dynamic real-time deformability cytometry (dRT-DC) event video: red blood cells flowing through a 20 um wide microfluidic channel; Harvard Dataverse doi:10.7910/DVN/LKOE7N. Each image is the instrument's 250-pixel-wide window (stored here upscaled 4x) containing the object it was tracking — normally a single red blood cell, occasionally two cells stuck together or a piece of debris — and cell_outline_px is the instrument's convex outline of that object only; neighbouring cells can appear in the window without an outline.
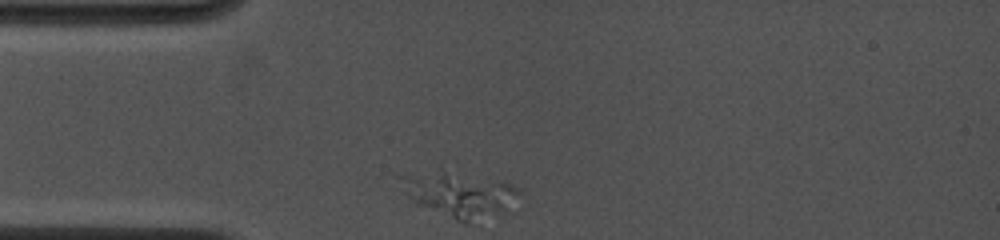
{"species": "common noctule bat (a hibernating species)", "species_latin": "Nyctalus noctula", "temperature_condition": "cold", "stored_images_in_passage": 24, "camera_frame_rate_fps": 4500, "um_per_image_px": 0.085, "animal": {"sex": "female", "body_mass_g": 19.0, "forearm_length_mm": 53.3}, "frame": {"image": 1, "passage_image": 1, "time_ms": 0.0, "image_size_px": [1000, 240], "cell_outline_px": [[520, 192], [512, 204], [504, 208], [468, 224], [456, 220], [416, 204], [408, 196], [396, 176], [440, 168], [512, 184], [520, 188]], "centroid_in_image_um": [38.95, 16.46], "position_along_channel_um": 46.1, "area_um2": 30.75}}
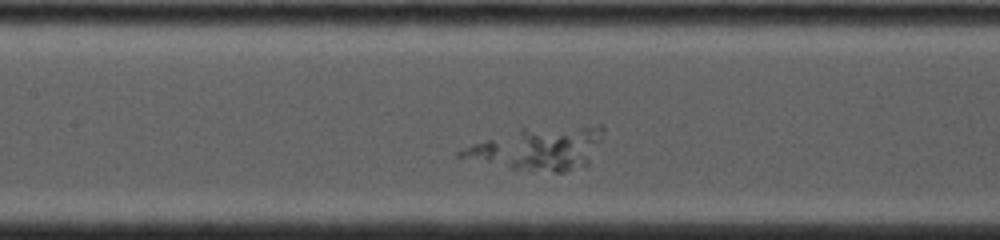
{"frame": {"image": 2, "passage_image": 9, "time_ms": 3.333, "image_size_px": [1000, 240], "cell_outline_px": [[604, 132], [600, 140], [576, 164], [564, 172], [532, 172], [512, 168], [456, 156], [456, 152], [476, 144], [520, 128], [600, 124], [604, 128]], "centroid_in_image_um": [45.69, 12.57], "position_along_channel_um": 161.7, "area_um2": 33.64}}
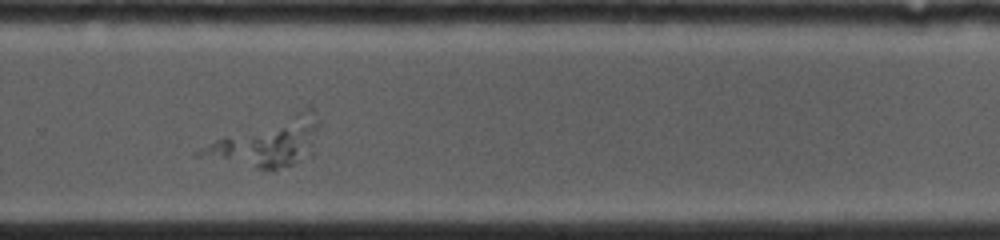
{"frame": {"image": 3, "passage_image": 18, "time_ms": 7.111, "image_size_px": [1000, 240], "cell_outline_px": [[320, 124], [304, 152], [292, 164], [276, 172], [272, 172], [192, 156], [192, 152], [224, 136], [304, 104], [312, 104], [316, 108], [320, 120]], "centroid_in_image_um": [22.67, 12.01], "position_along_channel_um": 307.1, "area_um2": 33.81}}